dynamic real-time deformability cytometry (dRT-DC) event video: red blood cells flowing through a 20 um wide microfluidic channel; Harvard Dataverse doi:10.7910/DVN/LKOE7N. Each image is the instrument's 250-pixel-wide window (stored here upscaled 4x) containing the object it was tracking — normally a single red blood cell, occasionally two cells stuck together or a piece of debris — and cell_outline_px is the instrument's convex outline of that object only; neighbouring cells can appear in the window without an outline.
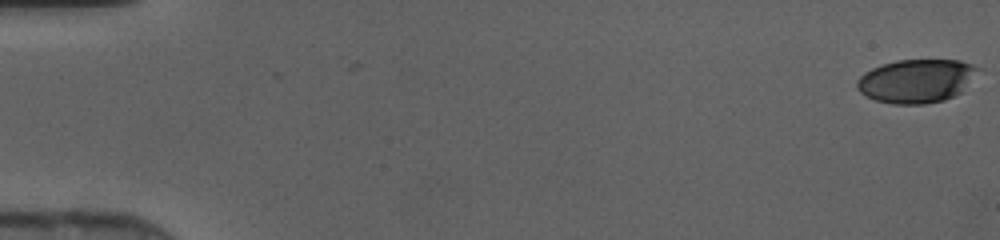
{"species": "human", "species_latin": "Homo sapiens", "temperature_condition": "cold", "stored_images_in_passage": 47, "camera_frame_rate_fps": 3000, "um_per_image_px": 0.085, "donor": {"sex": "female"}, "frame": {"image": 1, "passage_image": 1, "time_ms": 0.0, "image_size_px": [1000, 240], "cell_outline_px": [[984, 68], [960, 92], [944, 100], [924, 104], [892, 104], [876, 100], [860, 92], [856, 88], [856, 80], [864, 72], [880, 64], [896, 60], [960, 60]], "centroid_in_image_um": [77.91, 6.86], "position_along_channel_um": 7.1, "area_um2": 30.98}}
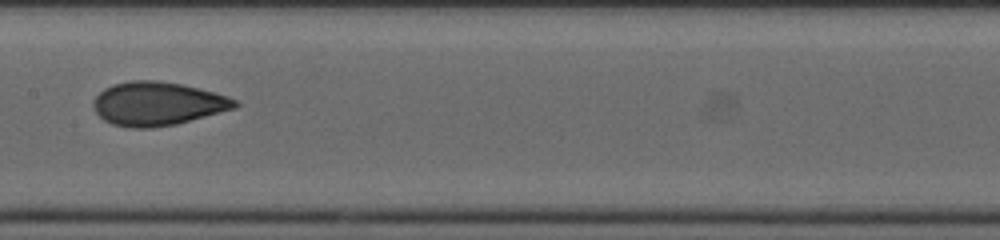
{"frame": {"image": 2, "passage_image": 25, "time_ms": 8.0, "image_size_px": [1000, 240], "cell_outline_px": [[240, 104], [236, 108], [176, 124], [152, 128], [132, 128], [112, 124], [104, 120], [96, 112], [92, 104], [92, 100], [104, 88], [112, 84], [132, 80], [156, 80], [180, 84], [228, 96], [236, 100]], "centroid_in_image_um": [13.36, 8.82], "position_along_channel_um": 194.0, "area_um2": 35.89}}
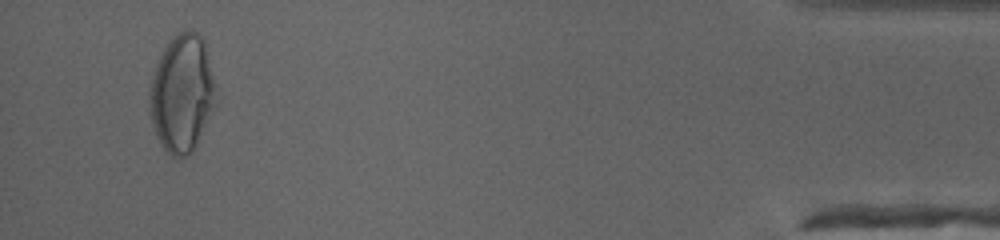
{"frame": {"image": 3, "passage_image": 45, "time_ms": 14.667, "image_size_px": [1000, 240], "cell_outline_px": [[216, 104], [192, 152], [184, 156], [172, 156], [164, 148], [156, 136], [152, 124], [148, 100], [148, 92], [152, 76], [156, 64], [164, 48], [172, 36], [180, 32], [196, 32], [204, 40], [212, 80]], "centroid_in_image_um": [15.42, 7.96], "position_along_channel_um": 419.8, "area_um2": 44.62}}